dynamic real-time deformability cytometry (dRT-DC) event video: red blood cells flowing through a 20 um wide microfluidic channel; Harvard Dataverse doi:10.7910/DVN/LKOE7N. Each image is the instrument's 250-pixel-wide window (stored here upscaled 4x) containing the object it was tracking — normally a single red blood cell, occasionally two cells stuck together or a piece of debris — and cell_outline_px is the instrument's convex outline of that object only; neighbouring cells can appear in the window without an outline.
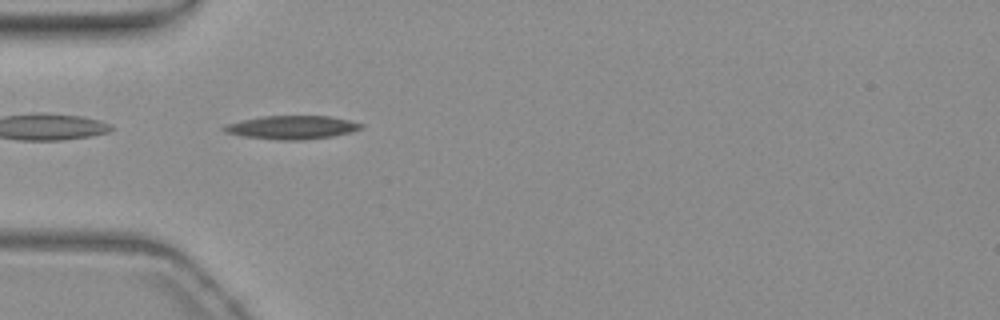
{"species": "common noctule bat (a hibernating species)", "species_latin": "Nyctalus noctula", "temperature_condition": "warm", "stored_images_in_passage": 41, "camera_frame_rate_fps": 3000, "um_per_image_px": 0.085, "animal": {"sex": "female", "body_mass_g": 19.3, "forearm_length_mm": 54.1}, "frame": {"image": 1, "passage_image": 3, "time_ms": 0.667, "image_size_px": [1000, 320], "cell_outline_px": [[364, 128], [352, 132], [332, 136], [304, 140], [280, 140], [240, 136], [224, 132], [220, 128], [224, 124], [240, 120], [264, 116], [328, 116], [348, 120], [364, 124]], "centroid_in_image_um": [24.77, 10.83], "position_along_channel_um": 60.2, "area_um2": 18.96}}
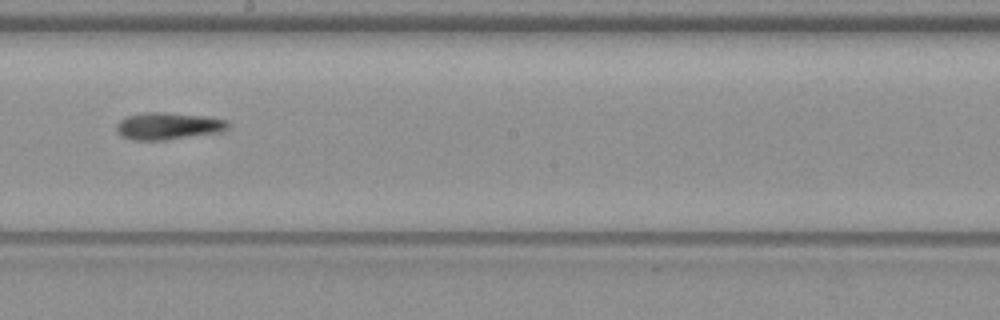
{"frame": {"image": 2, "passage_image": 17, "time_ms": 5.333, "image_size_px": [1000, 320], "cell_outline_px": [[228, 128], [220, 132], [164, 140], [132, 140], [124, 136], [116, 128], [116, 124], [120, 120], [128, 116], [144, 112], [168, 112], [208, 116], [228, 120]], "centroid_in_image_um": [14.33, 10.69], "position_along_channel_um": 233.9, "area_um2": 17.57}}
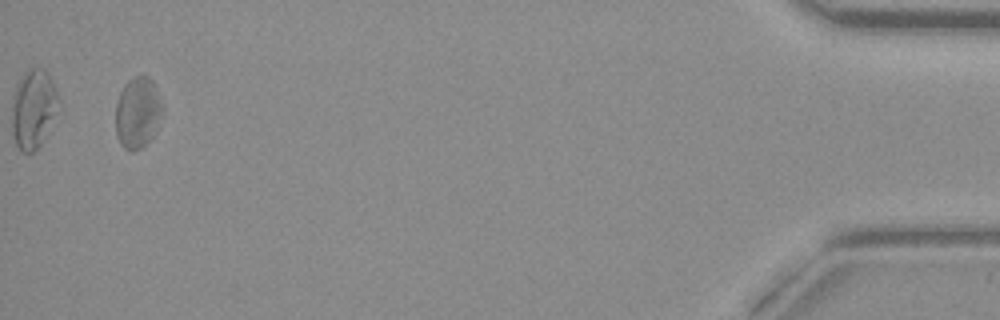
{"frame": {"image": 3, "passage_image": 39, "time_ms": 12.667, "image_size_px": [1000, 320], "cell_outline_px": [[164, 108], [156, 128], [152, 136], [140, 148], [132, 152], [124, 148], [120, 144], [116, 136], [116, 104], [120, 92], [124, 84], [132, 76], [148, 76], [152, 80]], "centroid_in_image_um": [11.68, 9.56], "position_along_channel_um": 423.5, "area_um2": 19.36}, "authors_computed_cell_mechanics": {"area_um2": 17.7446, "velocity_mm_per_s": 3.7778, "shape_relaxation_time_tau1_ms": null, "shape_relaxation_time_tau2_ms": 6.8324, "deformation_change_tau1": null, "deformation_change_tau2": 0.1757}}